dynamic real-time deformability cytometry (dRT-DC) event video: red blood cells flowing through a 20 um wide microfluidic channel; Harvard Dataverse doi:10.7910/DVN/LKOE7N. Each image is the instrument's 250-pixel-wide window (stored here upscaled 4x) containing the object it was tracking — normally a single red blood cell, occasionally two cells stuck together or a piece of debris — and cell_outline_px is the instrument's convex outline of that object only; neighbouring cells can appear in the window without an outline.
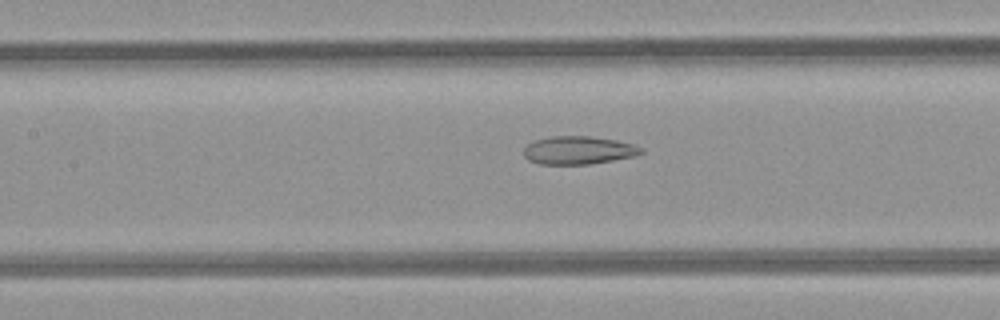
{"species": "common noctule bat (a hibernating species)", "species_latin": "Nyctalus noctula", "temperature_condition": "room temperature", "stored_images_in_passage": 44, "camera_frame_rate_fps": 3000, "um_per_image_px": 0.085, "animal": {"sex": "female", "body_mass_g": 21.9}, "frame": {"image": 1, "passage_image": 17, "time_ms": 5.333, "image_size_px": [1000, 320], "cell_outline_px": [[644, 152], [636, 156], [588, 164], [540, 164], [528, 160], [524, 156], [524, 148], [532, 140], [552, 136], [588, 136], [616, 140], [632, 144], [640, 148]], "centroid_in_image_um": [49.13, 12.77], "position_along_channel_um": 158.3, "area_um2": 19.13}}
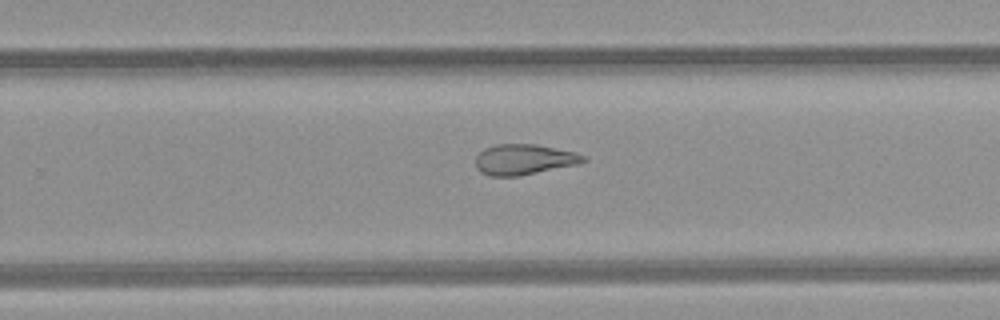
{"frame": {"image": 2, "passage_image": 26, "time_ms": 8.333, "image_size_px": [1000, 320], "cell_outline_px": [[588, 160], [580, 164], [520, 176], [488, 176], [480, 172], [476, 168], [476, 156], [484, 148], [496, 144], [536, 144], [576, 152], [584, 156]], "centroid_in_image_um": [44.55, 13.56], "position_along_channel_um": 285.3, "area_um2": 19.42}}
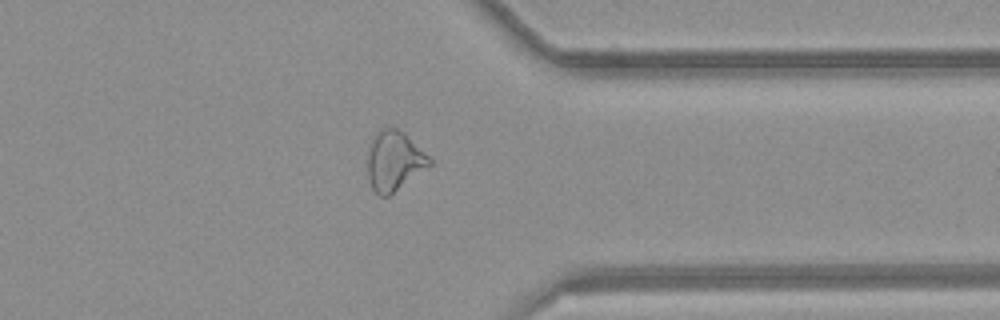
{"frame": {"image": 3, "passage_image": 33, "time_ms": 10.667, "image_size_px": [1000, 320], "cell_outline_px": [[432, 164], [388, 196], [380, 196], [372, 188], [368, 180], [368, 148], [372, 136], [380, 128], [396, 128], [404, 132], [432, 160]], "centroid_in_image_um": [33.47, 13.65], "position_along_channel_um": 377.9, "area_um2": 21.39}, "authors_computed_cell_mechanics": {"area_um2": 22.5709, "velocity_mm_per_s": 4.2579, "shape_relaxation_time_tau1_ms": null, "shape_relaxation_time_tau2_ms": 3.2823, "deformation_change_tau1": null, "deformation_change_tau2": 0.1294}}